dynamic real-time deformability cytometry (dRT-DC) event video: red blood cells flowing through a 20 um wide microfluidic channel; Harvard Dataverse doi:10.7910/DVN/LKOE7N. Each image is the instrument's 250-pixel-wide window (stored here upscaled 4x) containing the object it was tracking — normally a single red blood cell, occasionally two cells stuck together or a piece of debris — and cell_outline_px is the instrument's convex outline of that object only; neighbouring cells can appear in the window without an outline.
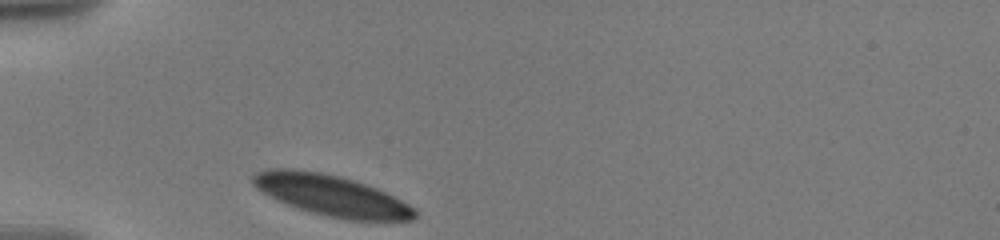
{"species": "human", "species_latin": "Homo sapiens", "temperature_condition": "warm", "stored_images_in_passage": 28, "camera_frame_rate_fps": 3000, "um_per_image_px": 0.085, "donor": {"sex": "male"}, "frame": {"image": 1, "passage_image": 1, "time_ms": 0.0, "image_size_px": [1000, 240], "cell_outline_px": [[416, 216], [412, 220], [348, 220], [328, 216], [312, 212], [276, 200], [256, 188], [252, 184], [252, 176], [256, 172], [268, 168], [292, 168], [320, 172], [340, 176], [376, 188], [408, 204], [416, 212]], "centroid_in_image_um": [28.11, 16.59], "position_along_channel_um": 56.9, "area_um2": 38.15}}
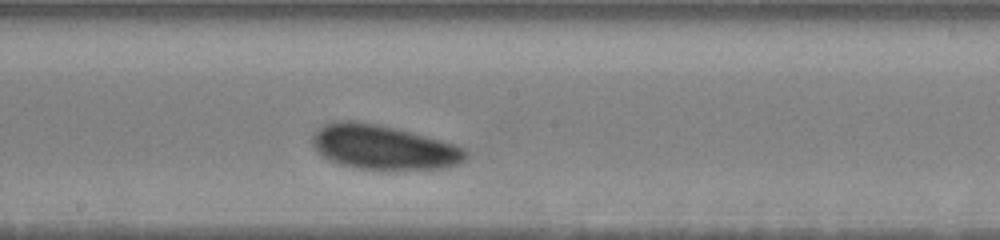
{"frame": {"image": 2, "passage_image": 16, "time_ms": 5.0, "image_size_px": [1000, 240], "cell_outline_px": [[468, 160], [460, 164], [440, 168], [392, 172], [384, 172], [352, 168], [328, 160], [312, 148], [312, 136], [324, 124], [340, 120], [356, 120], [396, 128], [412, 132], [456, 144], [464, 148], [468, 152]], "centroid_in_image_um": [32.62, 12.56], "position_along_channel_um": 215.6, "area_um2": 41.04}}
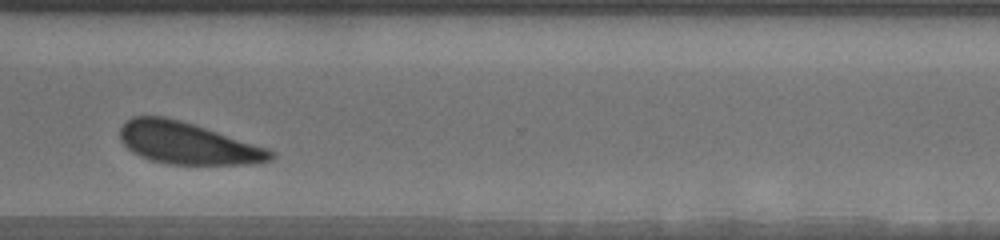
{"frame": {"image": 3, "passage_image": 27, "time_ms": 9.0, "image_size_px": [1000, 240], "cell_outline_px": [[276, 156], [272, 160], [256, 164], [168, 164], [152, 160], [140, 156], [132, 152], [120, 140], [120, 128], [132, 116], [164, 116], [180, 120], [268, 148], [276, 152]], "centroid_in_image_um": [15.97, 12.18], "position_along_channel_um": 354.6, "area_um2": 36.65}}